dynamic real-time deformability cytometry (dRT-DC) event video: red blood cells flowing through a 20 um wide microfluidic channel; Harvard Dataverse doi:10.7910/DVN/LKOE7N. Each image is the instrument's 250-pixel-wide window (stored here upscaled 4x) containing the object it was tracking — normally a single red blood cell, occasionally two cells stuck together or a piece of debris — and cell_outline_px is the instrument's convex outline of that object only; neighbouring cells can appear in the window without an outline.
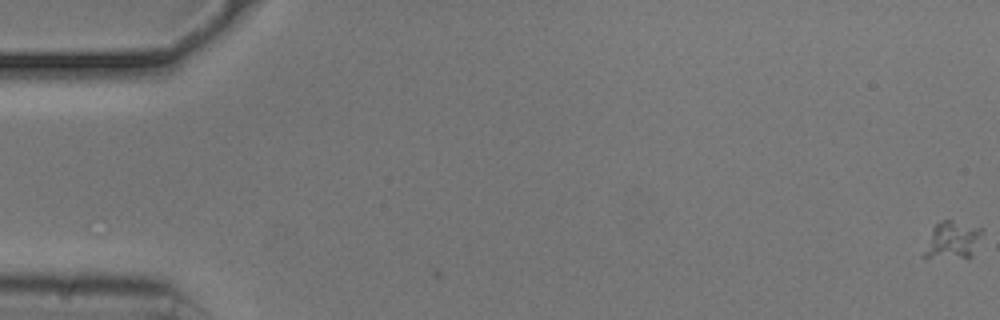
{"species": "common noctule bat (a hibernating species)", "species_latin": "Nyctalus noctula", "temperature_condition": "cold", "stored_images_in_passage": 2, "camera_frame_rate_fps": 3000, "um_per_image_px": 0.085, "animal": {"sex": "male", "body_mass_g": 20.5, "forearm_length_mm": 52.5}, "frame": {"image": 1, "passage_image": 2, "time_ms": 0.333, "image_size_px": [1000, 320], "cell_outline_px": [[984, 228], [972, 256], [920, 256], [932, 228], [940, 220], [952, 220]], "centroid_in_image_um": [80.94, 20.35], "position_along_channel_um": 4.1, "area_um2": 12.37}}